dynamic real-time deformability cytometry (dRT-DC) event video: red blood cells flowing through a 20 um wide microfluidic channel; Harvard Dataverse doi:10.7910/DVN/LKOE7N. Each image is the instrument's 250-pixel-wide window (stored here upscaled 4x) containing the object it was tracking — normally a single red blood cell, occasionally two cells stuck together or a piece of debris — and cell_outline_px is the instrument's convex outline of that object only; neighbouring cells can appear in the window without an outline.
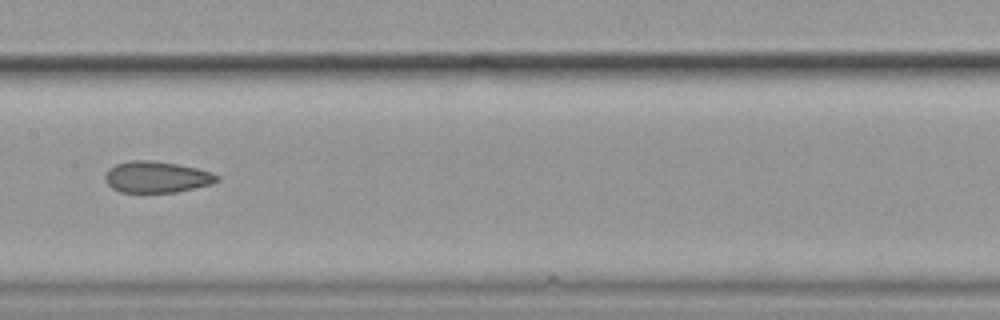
{"species": "common noctule bat (a hibernating species)", "species_latin": "Nyctalus noctula", "temperature_condition": "cold", "stored_images_in_passage": 14, "camera_frame_rate_fps": 3000, "um_per_image_px": 0.085, "animal": {"sex": "female", "body_mass_g": 19.9}, "frame": {"image": 1, "passage_image": 8, "time_ms": 2.333, "image_size_px": [1000, 320], "cell_outline_px": [[220, 180], [212, 184], [176, 192], [120, 192], [112, 188], [104, 180], [104, 176], [108, 168], [116, 164], [132, 160], [152, 160], [176, 164], [196, 168], [212, 172], [220, 176]], "centroid_in_image_um": [13.31, 15.04], "position_along_channel_um": 194.1, "area_um2": 20.52}}
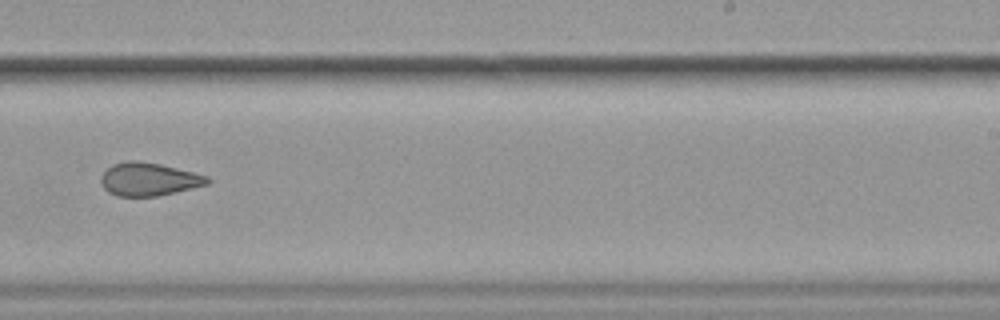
{"frame": {"image": 2, "passage_image": 10, "time_ms": 3.0, "image_size_px": [1000, 320], "cell_outline_px": [[212, 180], [208, 184], [156, 196], [116, 196], [108, 192], [104, 188], [100, 180], [100, 176], [112, 164], [128, 160], [136, 160], [160, 164], [208, 176]], "centroid_in_image_um": [12.62, 15.23], "position_along_channel_um": 276.4, "area_um2": 20.4}}